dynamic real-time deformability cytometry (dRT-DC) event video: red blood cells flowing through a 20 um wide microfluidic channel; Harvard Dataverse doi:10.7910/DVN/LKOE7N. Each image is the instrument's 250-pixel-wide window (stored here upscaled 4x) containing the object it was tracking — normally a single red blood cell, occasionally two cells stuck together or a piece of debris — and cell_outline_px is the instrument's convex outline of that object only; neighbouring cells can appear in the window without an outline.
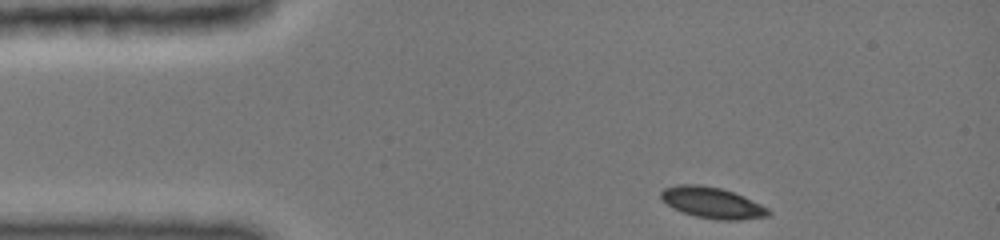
{"species": "common noctule bat (a hibernating species)", "species_latin": "Nyctalus noctula", "temperature_condition": "cold", "stored_images_in_passage": 7, "camera_frame_rate_fps": 3000, "um_per_image_px": 0.085, "animal": {"sex": "female", "body_mass_g": 19.0, "forearm_length_mm": 51.5}, "frame": {"image": 1, "passage_image": 1, "time_ms": 0.0, "image_size_px": [1000, 240], "cell_outline_px": [[772, 212], [768, 216], [740, 220], [720, 220], [696, 216], [672, 208], [660, 196], [660, 192], [664, 188], [676, 184], [700, 184], [720, 188], [744, 196], [768, 208]], "centroid_in_image_um": [60.54, 17.22], "position_along_channel_um": 24.5, "area_um2": 19.36}}
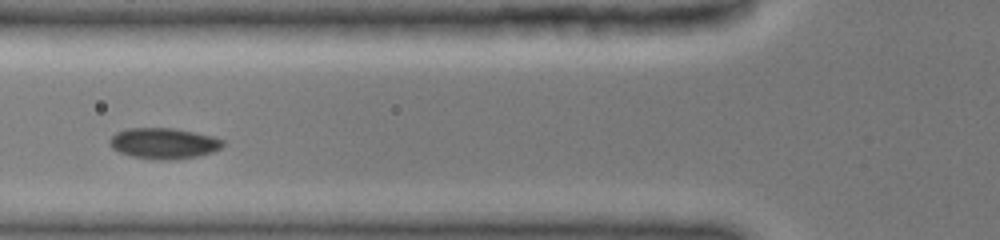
{"frame": {"image": 2, "passage_image": 5, "time_ms": 3.667, "image_size_px": [1000, 240], "cell_outline_px": [[224, 144], [220, 148], [212, 152], [196, 156], [176, 160], [156, 160], [132, 156], [120, 152], [112, 148], [108, 140], [116, 132], [128, 128], [172, 128], [212, 136], [224, 140]], "centroid_in_image_um": [13.9, 12.19], "position_along_channel_um": 111.9, "area_um2": 20.29}}
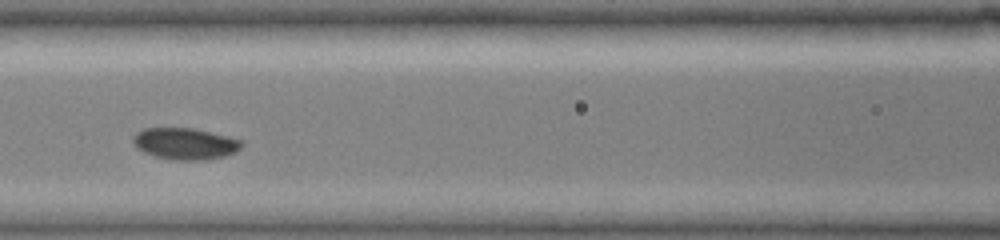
{"frame": {"image": 3, "passage_image": 6, "time_ms": 4.667, "image_size_px": [1000, 240], "cell_outline_px": [[244, 144], [236, 152], [224, 156], [208, 160], [172, 160], [156, 156], [144, 152], [136, 148], [132, 140], [132, 136], [136, 132], [144, 128], [192, 128], [228, 136], [244, 140]], "centroid_in_image_um": [15.74, 12.21], "position_along_channel_um": 150.9, "area_um2": 20.17}}